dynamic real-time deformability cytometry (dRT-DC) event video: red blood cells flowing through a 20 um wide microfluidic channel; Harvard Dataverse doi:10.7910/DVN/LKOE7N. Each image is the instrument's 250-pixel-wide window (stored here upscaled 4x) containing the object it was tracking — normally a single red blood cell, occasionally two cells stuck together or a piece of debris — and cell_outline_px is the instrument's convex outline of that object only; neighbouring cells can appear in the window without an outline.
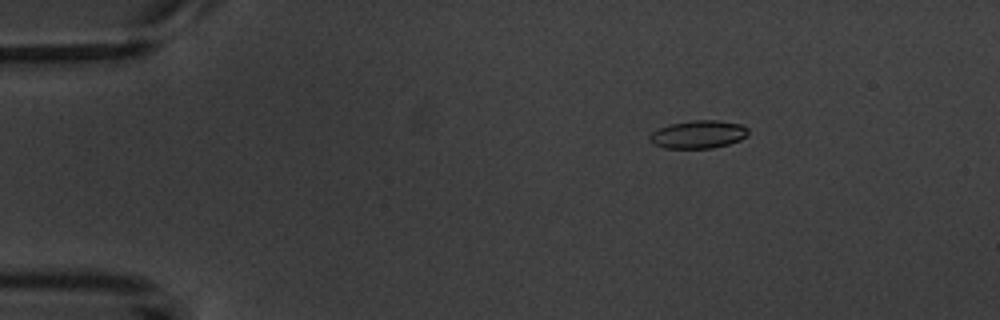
{"species": "common noctule bat (a hibernating species)", "species_latin": "Nyctalus noctula", "temperature_condition": "warm", "stored_images_in_passage": 6, "camera_frame_rate_fps": 3000, "um_per_image_px": 0.085, "animal": {"sex": "male", "body_mass_g": 20.1, "forearm_length_mm": 53.5}, "frame": {"image": 1, "passage_image": 3, "time_ms": 2.333, "image_size_px": [1000, 320], "cell_outline_px": [[748, 136], [740, 140], [728, 144], [712, 148], [664, 148], [652, 144], [648, 140], [648, 136], [652, 132], [668, 124], [692, 120], [716, 120], [740, 124], [748, 128]], "centroid_in_image_um": [59.33, 11.42], "position_along_channel_um": 25.7, "area_um2": 16.18}}
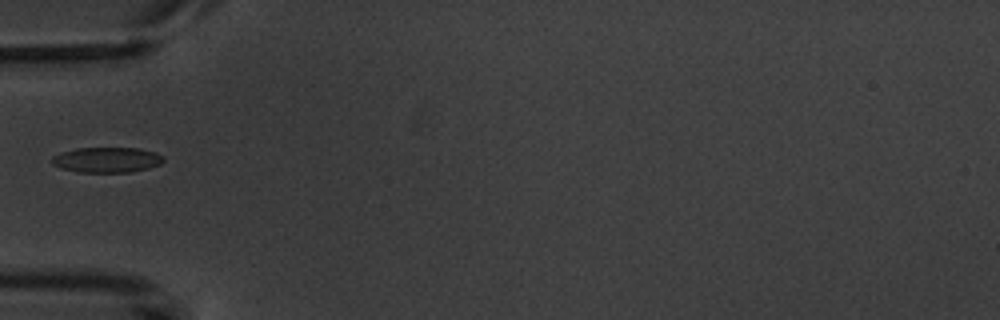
{"frame": {"image": 2, "passage_image": 6, "time_ms": 5.667, "image_size_px": [1000, 320], "cell_outline_px": [[164, 160], [160, 164], [148, 168], [132, 172], [80, 172], [64, 168], [52, 164], [52, 156], [60, 152], [76, 148], [140, 148], [156, 152], [164, 156]], "centroid_in_image_um": [9.11, 13.57], "position_along_channel_um": 75.9, "area_um2": 16.47}}